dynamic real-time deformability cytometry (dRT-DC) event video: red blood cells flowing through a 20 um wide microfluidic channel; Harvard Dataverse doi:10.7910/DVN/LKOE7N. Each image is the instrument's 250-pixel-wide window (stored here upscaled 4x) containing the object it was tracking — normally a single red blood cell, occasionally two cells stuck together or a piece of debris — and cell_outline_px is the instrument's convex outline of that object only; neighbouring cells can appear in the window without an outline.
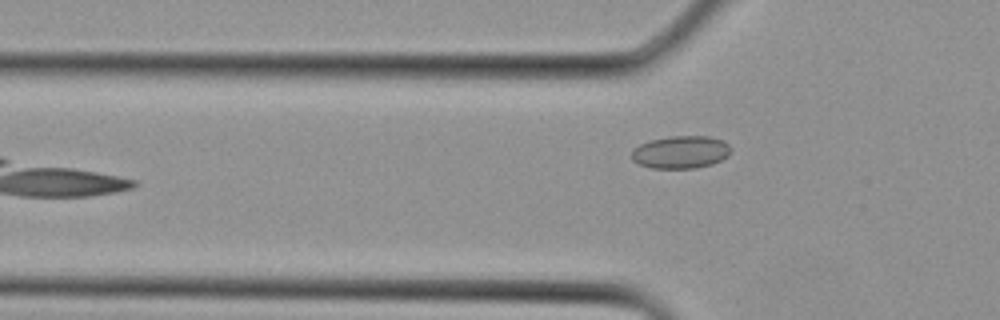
{"species": "Egyptian fruit bat (a non-hibernating species)", "species_latin": "Rousettus aegyptiacus", "temperature_condition": "cold", "stored_images_in_passage": 4, "camera_frame_rate_fps": 3000, "um_per_image_px": 0.085, "animal": {"sex": "female"}, "frame": {"image": 1, "passage_image": 2, "time_ms": 0.333, "image_size_px": [1000, 320], "cell_outline_px": [[732, 152], [728, 156], [712, 164], [696, 168], [652, 168], [640, 164], [632, 160], [632, 148], [640, 144], [652, 140], [668, 136], [708, 136], [724, 140], [732, 148]], "centroid_in_image_um": [57.89, 12.92], "position_along_channel_um": 67.9, "area_um2": 19.02}}